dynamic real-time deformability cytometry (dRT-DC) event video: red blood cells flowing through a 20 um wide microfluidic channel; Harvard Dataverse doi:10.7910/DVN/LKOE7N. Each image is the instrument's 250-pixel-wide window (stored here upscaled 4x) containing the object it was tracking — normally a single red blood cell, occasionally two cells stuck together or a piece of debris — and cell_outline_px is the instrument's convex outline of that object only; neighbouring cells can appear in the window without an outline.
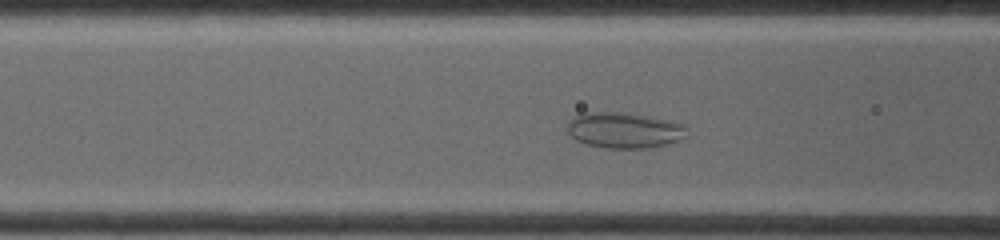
{"species": "common noctule bat (a hibernating species)", "species_latin": "Nyctalus noctula", "temperature_condition": "warm", "stored_images_in_passage": 39, "segment_of_instrument_passage": [1, 2], "camera_frame_rate_fps": 4500, "um_per_image_px": 0.085, "animal": {"sex": "female", "body_mass_g": 19.0, "forearm_length_mm": 53.3}, "frame": {"image": 1, "passage_image": 12, "time_ms": 3.556, "image_size_px": [1000, 240], "cell_outline_px": [[688, 136], [668, 144], [648, 148], [608, 148], [588, 144], [576, 140], [568, 132], [568, 120], [584, 112], [624, 112], [688, 124]], "centroid_in_image_um": [53.11, 11.07], "position_along_channel_um": 113.5, "area_um2": 25.03}}
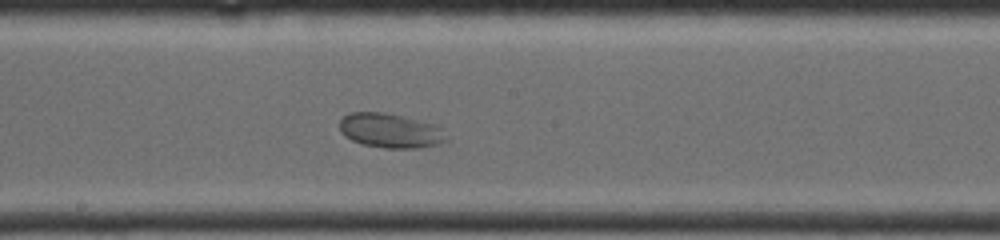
{"frame": {"image": 2, "passage_image": 20, "time_ms": 6.222, "image_size_px": [1000, 240], "cell_outline_px": [[448, 140], [440, 144], [416, 148], [384, 148], [360, 144], [344, 136], [340, 132], [340, 120], [344, 116], [352, 112], [384, 112], [436, 124], [448, 136]], "centroid_in_image_um": [33.19, 11.11], "position_along_channel_um": 215.0, "area_um2": 21.62}}
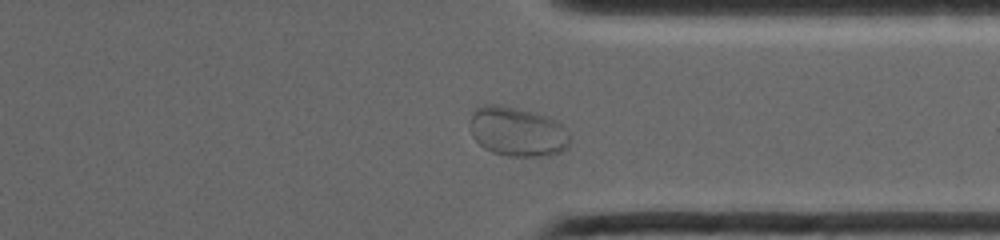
{"frame": {"image": 3, "passage_image": 32, "time_ms": 10.222, "image_size_px": [1000, 240], "cell_outline_px": [[568, 144], [560, 152], [544, 156], [508, 156], [492, 152], [484, 148], [472, 136], [468, 124], [472, 112], [476, 108], [484, 104], [500, 104], [544, 116], [556, 120], [568, 132]], "centroid_in_image_um": [43.9, 11.19], "position_along_channel_um": 367.5, "area_um2": 28.61}}